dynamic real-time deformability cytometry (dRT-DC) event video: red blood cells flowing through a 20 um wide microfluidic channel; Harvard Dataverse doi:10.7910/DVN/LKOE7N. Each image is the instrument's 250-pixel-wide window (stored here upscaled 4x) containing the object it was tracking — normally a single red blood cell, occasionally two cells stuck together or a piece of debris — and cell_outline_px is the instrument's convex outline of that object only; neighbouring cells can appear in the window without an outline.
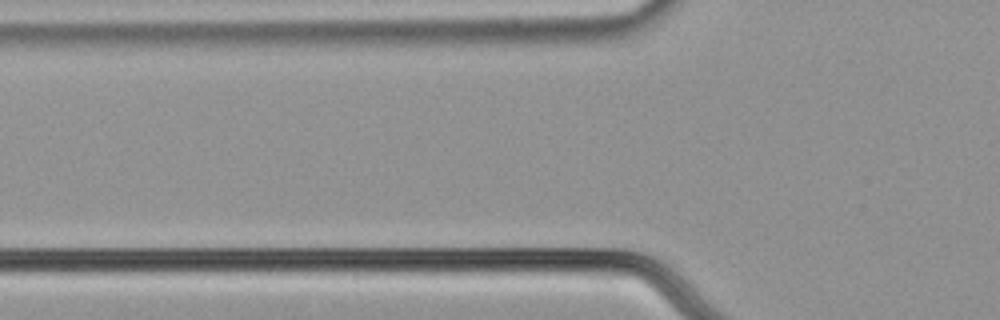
{"species": "common noctule bat (a hibernating species)", "species_latin": "Nyctalus noctula", "temperature_condition": "cold", "stored_images_in_passage": 3, "camera_frame_rate_fps": 3000, "um_per_image_px": 0.085, "animal": {"sex": "male", "body_mass_g": 21.5, "forearm_length_mm": 52.0}, "frame": {"image": 1, "passage_image": 2, "time_ms": 0.333, "image_size_px": [1000, 320], "cell_outline_px": [[636, 280], [476, 268], [476, 264], [624, 264], [636, 276]], "centroid_in_image_um": [48.38, 22.92], "position_along_channel_um": 77.4, "area_um2": 11.04}}